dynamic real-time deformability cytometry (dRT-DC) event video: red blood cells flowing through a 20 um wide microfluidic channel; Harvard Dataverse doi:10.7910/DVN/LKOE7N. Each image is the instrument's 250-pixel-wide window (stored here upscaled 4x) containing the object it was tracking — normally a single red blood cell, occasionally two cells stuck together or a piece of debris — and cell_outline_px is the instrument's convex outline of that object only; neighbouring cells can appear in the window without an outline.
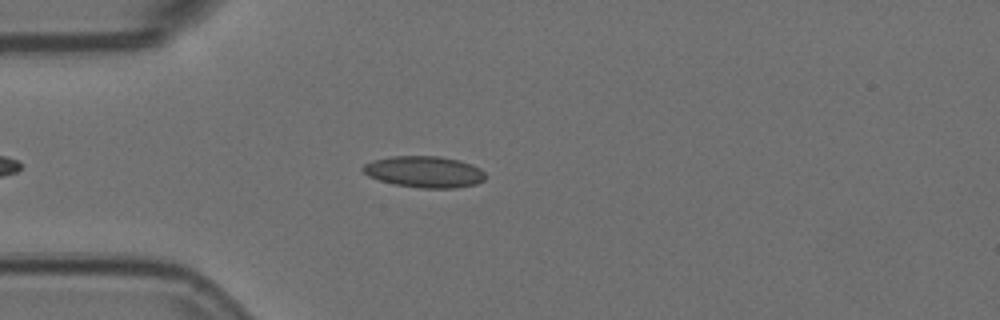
{"species": "Egyptian fruit bat (a non-hibernating species)", "species_latin": "Rousettus aegyptiacus", "temperature_condition": "room temperature", "stored_images_in_passage": 42, "camera_frame_rate_fps": 3000, "um_per_image_px": 0.085, "animal": {"sex": "female"}, "frame": {"image": 1, "passage_image": 9, "time_ms": 2.667, "image_size_px": [1000, 320], "cell_outline_px": [[484, 180], [476, 184], [456, 188], [420, 188], [396, 184], [380, 180], [368, 176], [360, 168], [364, 164], [372, 160], [392, 156], [440, 156], [460, 160], [472, 164], [480, 168], [484, 172]], "centroid_in_image_um": [36.07, 14.59], "position_along_channel_um": 48.9, "area_um2": 22.48}}
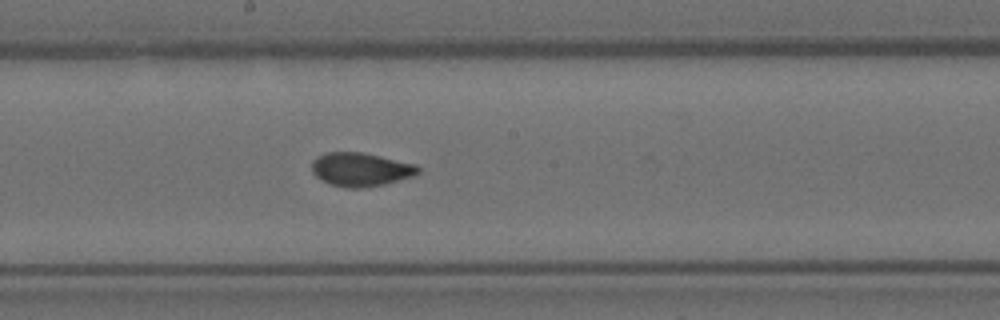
{"frame": {"image": 2, "passage_image": 24, "time_ms": 7.667, "image_size_px": [1000, 320], "cell_outline_px": [[420, 172], [412, 176], [384, 184], [360, 188], [344, 188], [320, 180], [312, 172], [312, 160], [316, 156], [324, 152], [360, 152], [380, 156], [416, 164], [420, 168]], "centroid_in_image_um": [30.62, 14.4], "position_along_channel_um": 217.6, "area_um2": 20.87}}
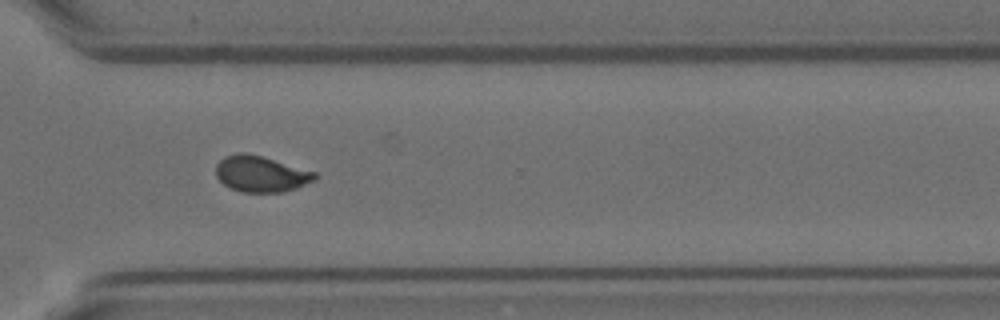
{"frame": {"image": 3, "passage_image": 35, "time_ms": 11.333, "image_size_px": [1000, 320], "cell_outline_px": [[316, 180], [296, 188], [284, 192], [244, 192], [232, 188], [224, 184], [216, 176], [216, 164], [224, 156], [240, 152], [248, 152], [316, 172]], "centroid_in_image_um": [22.18, 14.77], "position_along_channel_um": 348.4, "area_um2": 20.75}, "authors_computed_cell_mechanics": {"area_um2": 20.6346, "velocity_mm_per_s": 3.5868, "shape_relaxation_time_tau1_ms": null, "shape_relaxation_time_tau2_ms": 1.0393, "deformation_change_tau1": null, "deformation_change_tau2": 0.0651}}